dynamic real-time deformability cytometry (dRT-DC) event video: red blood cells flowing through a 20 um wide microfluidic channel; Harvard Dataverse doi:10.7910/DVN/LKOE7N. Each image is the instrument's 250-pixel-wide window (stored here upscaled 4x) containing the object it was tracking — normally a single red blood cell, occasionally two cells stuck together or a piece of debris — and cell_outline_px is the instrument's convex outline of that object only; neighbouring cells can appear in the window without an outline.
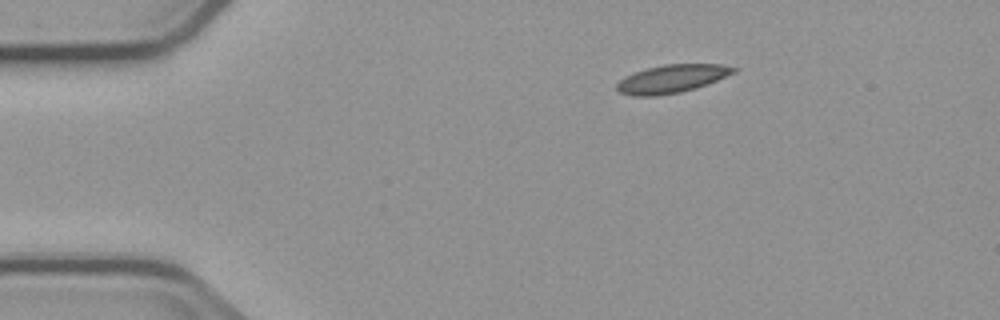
{"species": "common noctule bat (a hibernating species)", "species_latin": "Nyctalus noctula", "temperature_condition": "cold", "stored_images_in_passage": 2, "camera_frame_rate_fps": 3000, "um_per_image_px": 0.085, "animal": {"sex": "male", "body_mass_g": 23.1, "forearm_length_mm": 52.7}, "frame": {"image": 1, "passage_image": 1, "time_ms": 0.0, "image_size_px": [1000, 320], "cell_outline_px": [[740, 68], [736, 72], [696, 88], [680, 92], [656, 96], [632, 96], [620, 92], [616, 88], [616, 84], [624, 76], [648, 68], [664, 64], [720, 64]], "centroid_in_image_um": [57.11, 6.69], "position_along_channel_um": 27.9, "area_um2": 19.07}}